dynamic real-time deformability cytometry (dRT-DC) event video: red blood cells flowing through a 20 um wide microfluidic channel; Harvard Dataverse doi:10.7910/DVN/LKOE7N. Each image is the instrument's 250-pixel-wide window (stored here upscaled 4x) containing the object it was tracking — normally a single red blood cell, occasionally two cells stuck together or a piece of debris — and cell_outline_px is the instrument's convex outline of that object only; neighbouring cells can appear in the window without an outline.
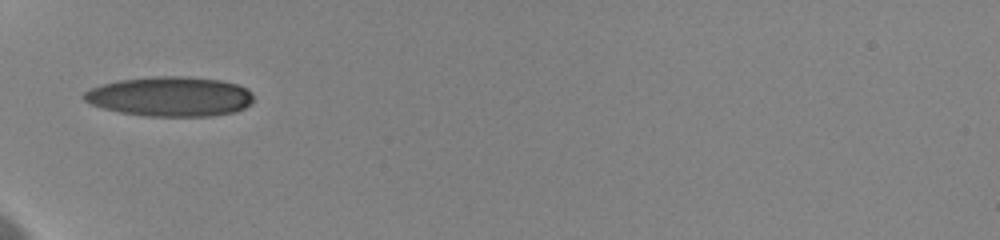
{"species": "human", "species_latin": "Homo sapiens", "temperature_condition": "cold", "stored_images_in_passage": 38, "camera_frame_rate_fps": 3000, "um_per_image_px": 0.085, "donor": {"sex": "female"}, "frame": {"image": 1, "passage_image": 1, "time_ms": 0.0, "image_size_px": [1000, 240], "cell_outline_px": [[252, 104], [236, 112], [212, 116], [144, 116], [120, 112], [104, 108], [92, 104], [84, 100], [84, 92], [92, 88], [104, 84], [120, 80], [160, 76], [180, 76], [220, 80], [236, 84], [252, 92]], "centroid_in_image_um": [14.5, 8.21], "position_along_channel_um": 70.5, "area_um2": 38.96}}
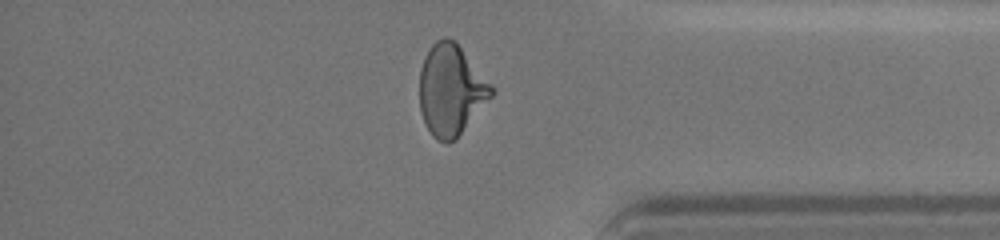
{"frame": {"image": 2, "passage_image": 33, "time_ms": 9.333, "image_size_px": [1000, 240], "cell_outline_px": [[496, 92], [456, 140], [448, 144], [444, 144], [436, 140], [432, 136], [420, 112], [420, 68], [432, 44], [436, 40], [444, 36], [448, 36], [456, 40], [492, 84]], "centroid_in_image_um": [38.36, 7.66], "position_along_channel_um": 396.8, "area_um2": 38.67}, "authors_computed_cell_mechanics": {"area_um2": 37.5411, "velocity_mm_per_s": 3.6399, "shape_relaxation_time_tau1_ms": 5.2079, "shape_relaxation_time_tau2_ms": 1.083, "deformation_change_tau1": 0.1794, "deformation_change_tau2": 0.0775}}